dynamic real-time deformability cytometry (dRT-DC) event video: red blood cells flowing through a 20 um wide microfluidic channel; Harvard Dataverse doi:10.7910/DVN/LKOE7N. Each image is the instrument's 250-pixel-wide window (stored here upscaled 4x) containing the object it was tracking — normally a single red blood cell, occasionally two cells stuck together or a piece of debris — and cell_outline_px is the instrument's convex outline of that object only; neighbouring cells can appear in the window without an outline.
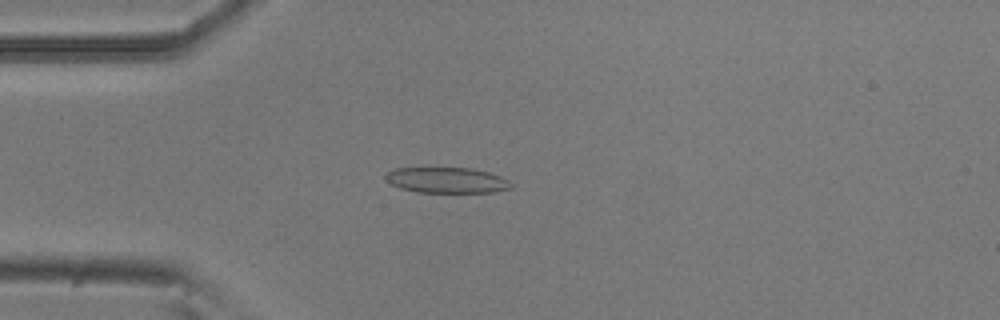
{"species": "common noctule bat (a hibernating species)", "species_latin": "Nyctalus noctula", "temperature_condition": "room temperature", "stored_images_in_passage": 53, "camera_frame_rate_fps": 3000, "um_per_image_px": 0.085, "animal": {"sex": "male", "body_mass_g": 20.5, "forearm_length_mm": 52.5}, "frame": {"image": 1, "passage_image": 14, "time_ms": 4.333, "image_size_px": [1000, 320], "cell_outline_px": [[512, 188], [492, 192], [416, 192], [400, 188], [384, 180], [384, 176], [388, 172], [396, 168], [420, 164], [424, 164], [472, 168], [488, 172], [500, 176], [508, 180], [512, 184]], "centroid_in_image_um": [37.88, 15.25], "position_along_channel_um": 47.1, "area_um2": 19.88}}
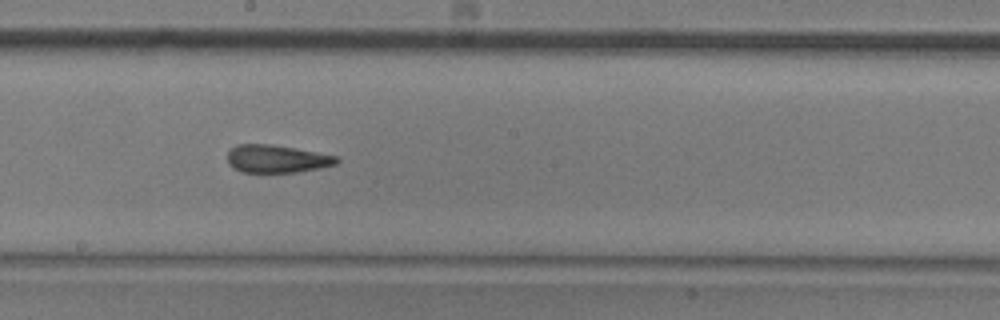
{"frame": {"image": 2, "passage_image": 29, "time_ms": 9.333, "image_size_px": [1000, 320], "cell_outline_px": [[340, 160], [336, 164], [320, 168], [296, 172], [240, 172], [232, 168], [228, 164], [228, 152], [236, 144], [272, 144], [296, 148], [340, 156]], "centroid_in_image_um": [23.54, 13.5], "position_along_channel_um": 224.7, "area_um2": 17.92}}
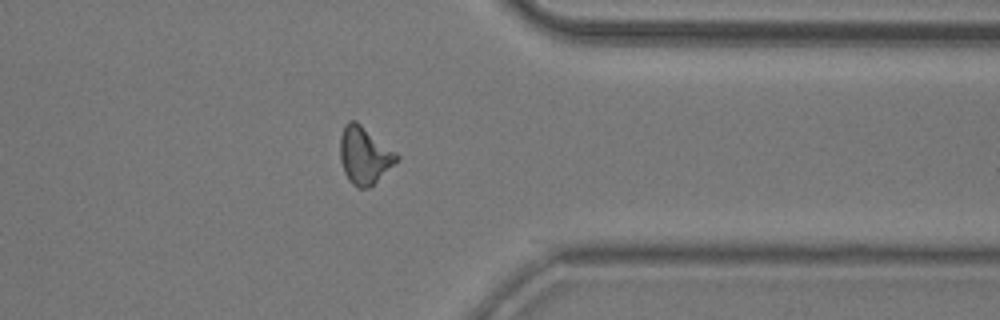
{"frame": {"image": 3, "passage_image": 42, "time_ms": 13.667, "image_size_px": [1000, 320], "cell_outline_px": [[400, 160], [368, 188], [356, 188], [348, 180], [344, 172], [340, 160], [340, 136], [344, 124], [348, 120], [356, 120], [396, 152], [400, 156]], "centroid_in_image_um": [30.97, 13.19], "position_along_channel_um": 380.4, "area_um2": 19.07}, "authors_computed_cell_mechanics": {"area_um2": 18.496, "velocity_mm_per_s": 3.7958, "shape_relaxation_time_tau1_ms": null, "shape_relaxation_time_tau2_ms": 2.5414, "deformation_change_tau1": null, "deformation_change_tau2": 0.1322}}